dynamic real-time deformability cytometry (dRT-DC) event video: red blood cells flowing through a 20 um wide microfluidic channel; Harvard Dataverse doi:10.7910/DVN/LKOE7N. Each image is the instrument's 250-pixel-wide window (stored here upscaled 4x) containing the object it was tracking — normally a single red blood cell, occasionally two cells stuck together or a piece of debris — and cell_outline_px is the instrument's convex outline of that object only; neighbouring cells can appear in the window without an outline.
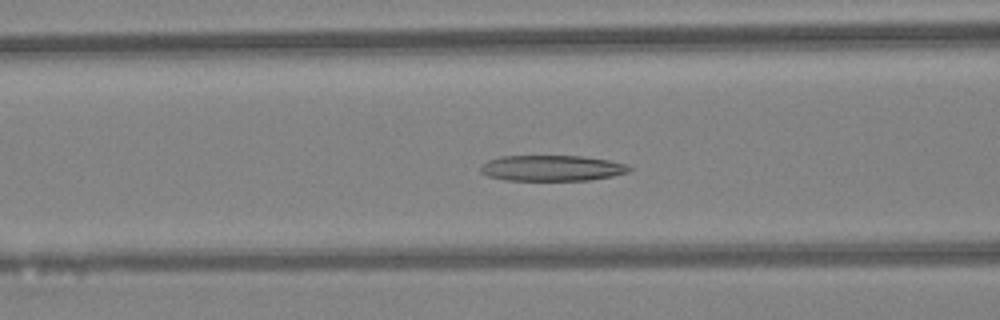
{"species": "Egyptian fruit bat (a non-hibernating species)", "species_latin": "Rousettus aegyptiacus", "temperature_condition": "warm", "stored_images_in_passage": 47, "camera_frame_rate_fps": 3000, "um_per_image_px": 0.085, "animal": {"sex": "female"}, "frame": {"image": 1, "passage_image": 19, "time_ms": 6.0, "image_size_px": [1000, 320], "cell_outline_px": [[632, 168], [628, 172], [612, 176], [592, 180], [504, 180], [488, 176], [480, 172], [480, 164], [488, 160], [500, 156], [580, 156], [608, 160], [628, 164]], "centroid_in_image_um": [46.89, 14.29], "position_along_channel_um": 119.7, "area_um2": 22.43}}
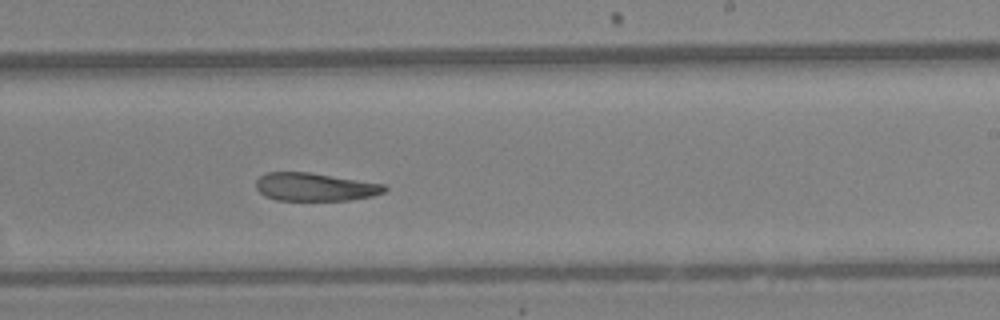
{"frame": {"image": 2, "passage_image": 29, "time_ms": 9.333, "image_size_px": [1000, 320], "cell_outline_px": [[388, 188], [384, 192], [372, 196], [348, 200], [276, 200], [264, 196], [256, 188], [256, 180], [260, 176], [268, 172], [308, 172], [384, 184]], "centroid_in_image_um": [26.75, 15.89], "position_along_channel_um": 262.3, "area_um2": 20.92}}
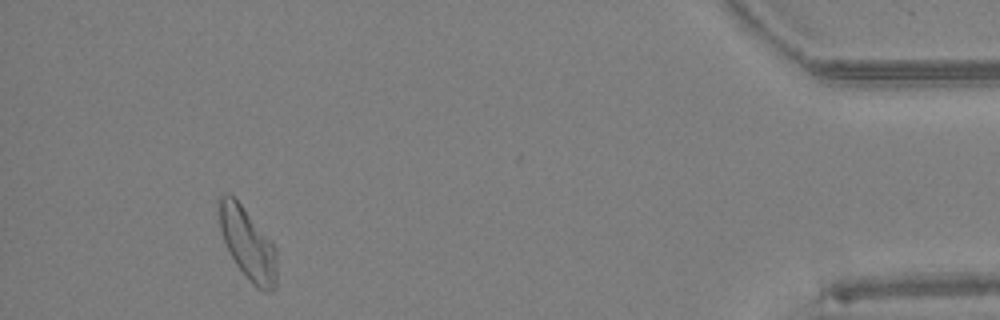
{"frame": {"image": 3, "passage_image": 44, "time_ms": 14.333, "image_size_px": [1000, 320], "cell_outline_px": [[276, 288], [272, 292], [268, 292], [256, 288], [248, 280], [236, 264], [224, 240], [220, 228], [216, 200], [220, 196], [228, 192], [240, 204], [276, 248]], "centroid_in_image_um": [21.04, 20.74], "position_along_channel_um": 414.2, "area_um2": 23.87}, "authors_computed_cell_mechanics": {"area_um2": 23.7558, "velocity_mm_per_s": 4.2951, "shape_relaxation_time_tau1_ms": null, "shape_relaxation_time_tau2_ms": 7.6198, "deformation_change_tau1": null, "deformation_change_tau2": 0.2092}}